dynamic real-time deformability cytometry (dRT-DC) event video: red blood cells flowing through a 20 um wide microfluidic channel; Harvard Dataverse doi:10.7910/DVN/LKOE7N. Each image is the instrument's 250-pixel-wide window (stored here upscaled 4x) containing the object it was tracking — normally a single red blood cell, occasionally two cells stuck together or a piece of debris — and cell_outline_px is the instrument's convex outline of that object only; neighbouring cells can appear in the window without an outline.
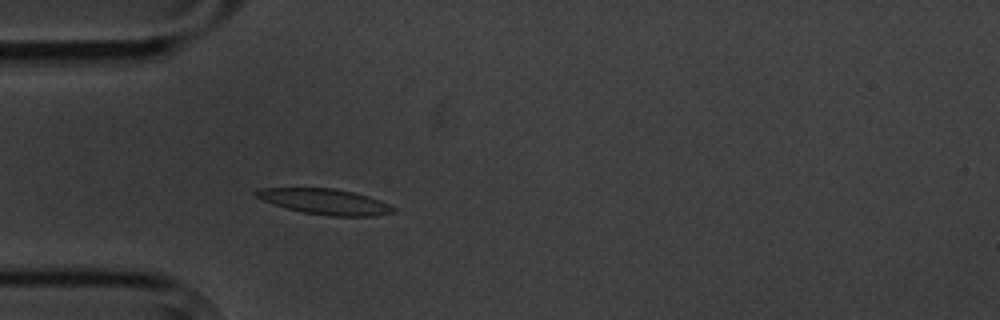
{"species": "common noctule bat (a hibernating species)", "species_latin": "Nyctalus noctula", "temperature_condition": "cold", "stored_images_in_passage": 3, "camera_frame_rate_fps": 3000, "um_per_image_px": 0.085, "animal": {"sex": "male", "body_mass_g": 20.1, "forearm_length_mm": 53.5}, "frame": {"image": 1, "passage_image": 3, "time_ms": 2.333, "image_size_px": [1000, 320], "cell_outline_px": [[396, 212], [376, 216], [328, 216], [304, 212], [288, 208], [264, 200], [256, 196], [252, 192], [260, 188], [332, 188], [352, 192], [368, 196], [380, 200], [396, 208]], "centroid_in_image_um": [27.68, 17.14], "position_along_channel_um": 57.3, "area_um2": 20.23}}